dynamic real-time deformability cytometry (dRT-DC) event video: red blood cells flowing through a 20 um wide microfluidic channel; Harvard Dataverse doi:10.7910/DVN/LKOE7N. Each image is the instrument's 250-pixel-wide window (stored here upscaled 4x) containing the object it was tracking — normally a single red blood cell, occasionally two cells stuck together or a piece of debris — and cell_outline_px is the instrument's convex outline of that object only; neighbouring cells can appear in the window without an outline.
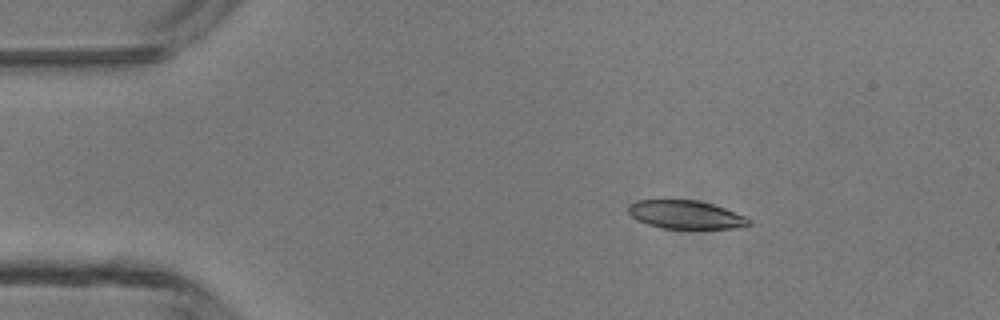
{"species": "common noctule bat (a hibernating species)", "species_latin": "Nyctalus noctula", "temperature_condition": "room temperature", "stored_images_in_passage": 5, "camera_frame_rate_fps": 3000, "um_per_image_px": 0.085, "animal": {"sex": "male", "body_mass_g": 13.3}, "frame": {"image": 1, "passage_image": 3, "time_ms": 2.333, "image_size_px": [1000, 320], "cell_outline_px": [[752, 224], [732, 228], [664, 228], [648, 224], [632, 216], [628, 212], [628, 204], [636, 200], [696, 200], [712, 204], [724, 208], [744, 216], [752, 220]], "centroid_in_image_um": [58.28, 18.23], "position_along_channel_um": 26.7, "area_um2": 19.59}}